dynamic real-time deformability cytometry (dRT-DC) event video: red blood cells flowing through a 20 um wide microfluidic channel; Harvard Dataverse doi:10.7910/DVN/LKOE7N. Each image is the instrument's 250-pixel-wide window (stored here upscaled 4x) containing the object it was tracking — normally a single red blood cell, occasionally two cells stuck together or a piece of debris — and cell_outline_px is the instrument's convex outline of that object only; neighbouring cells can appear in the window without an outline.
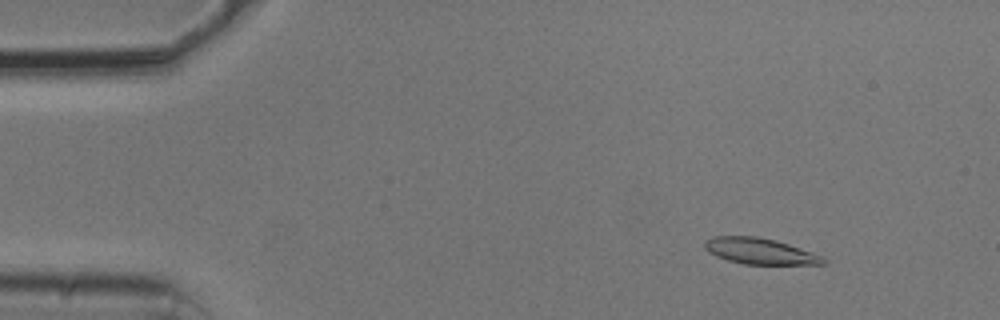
{"species": "common noctule bat (a hibernating species)", "species_latin": "Nyctalus noctula", "temperature_condition": "cold", "stored_images_in_passage": 17, "camera_frame_rate_fps": 3000, "um_per_image_px": 0.085, "animal": {"sex": "male", "body_mass_g": 20.5, "forearm_length_mm": 52.5}, "frame": {"image": 1, "passage_image": 7, "time_ms": 2.0, "image_size_px": [1000, 320], "cell_outline_px": [[828, 264], [744, 264], [728, 260], [716, 256], [708, 252], [704, 248], [704, 240], [712, 236], [756, 236], [776, 240], [824, 256], [828, 260]], "centroid_in_image_um": [64.6, 21.34], "position_along_channel_um": 20.4, "area_um2": 18.15}}